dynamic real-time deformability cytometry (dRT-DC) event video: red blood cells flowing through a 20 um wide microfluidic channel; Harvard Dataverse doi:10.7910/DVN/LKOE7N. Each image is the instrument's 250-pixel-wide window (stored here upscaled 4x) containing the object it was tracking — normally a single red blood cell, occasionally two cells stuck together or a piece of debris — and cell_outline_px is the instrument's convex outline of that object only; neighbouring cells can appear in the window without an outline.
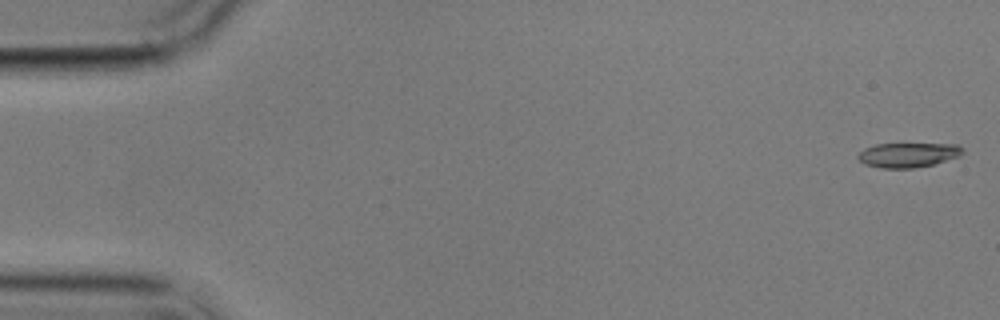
{"species": "common noctule bat (a hibernating species)", "species_latin": "Nyctalus noctula", "temperature_condition": "cold", "stored_images_in_passage": 5, "camera_frame_rate_fps": 3000, "um_per_image_px": 0.085, "animal": {"sex": "male", "body_mass_g": 17.9}, "frame": {"image": 1, "passage_image": 1, "time_ms": 0.0, "image_size_px": [1000, 320], "cell_outline_px": [[964, 152], [960, 156], [932, 164], [912, 168], [880, 168], [864, 164], [856, 156], [864, 148], [876, 144], [956, 144], [964, 148]], "centroid_in_image_um": [77.18, 13.16], "position_along_channel_um": 7.8, "area_um2": 14.97}}
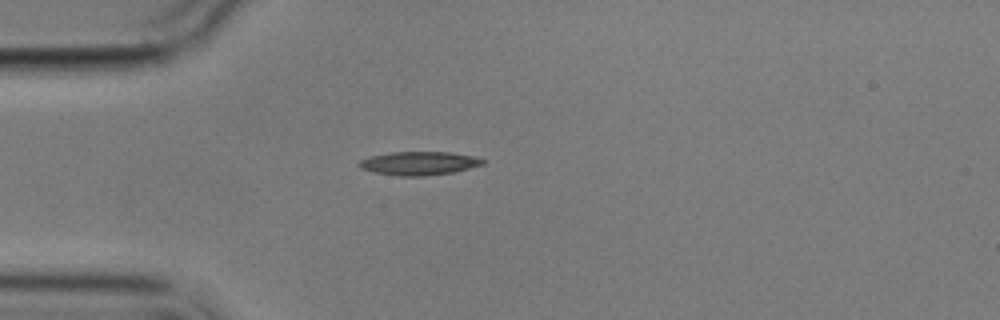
{"frame": {"image": 2, "passage_image": 5, "time_ms": 4.667, "image_size_px": [1000, 320], "cell_outline_px": [[484, 164], [456, 172], [424, 176], [400, 176], [376, 172], [360, 168], [356, 164], [360, 160], [368, 156], [392, 152], [448, 152], [476, 156], [484, 160]], "centroid_in_image_um": [35.62, 13.88], "position_along_channel_um": 49.4, "area_um2": 17.05}}